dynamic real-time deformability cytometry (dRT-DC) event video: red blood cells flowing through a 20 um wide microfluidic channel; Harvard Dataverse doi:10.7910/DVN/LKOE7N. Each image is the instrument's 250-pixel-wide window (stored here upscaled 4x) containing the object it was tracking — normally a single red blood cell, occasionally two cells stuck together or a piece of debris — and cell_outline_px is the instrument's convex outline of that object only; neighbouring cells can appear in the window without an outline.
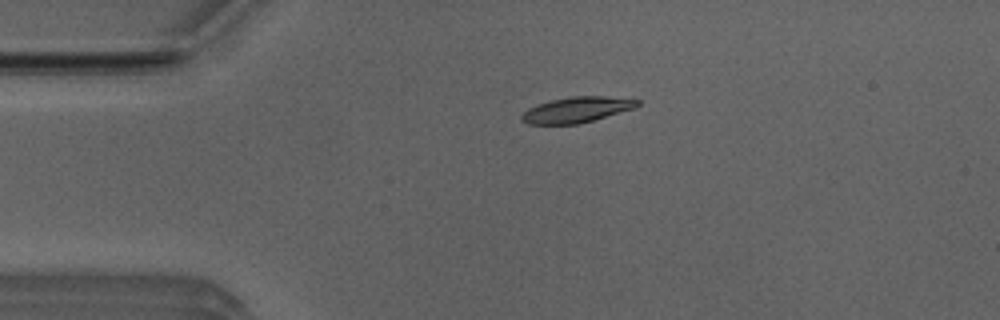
{"species": "Egyptian fruit bat (a non-hibernating species)", "species_latin": "Rousettus aegyptiacus", "temperature_condition": "room temperature", "stored_images_in_passage": 4, "camera_frame_rate_fps": 3000, "um_per_image_px": 0.085, "animal": {"sex": "male"}, "frame": {"image": 1, "passage_image": 3, "time_ms": 0.667, "image_size_px": [1000, 320], "cell_outline_px": [[640, 104], [636, 108], [580, 124], [528, 124], [520, 116], [528, 108], [536, 104], [568, 96], [604, 96], [640, 100]], "centroid_in_image_um": [49.05, 9.32], "position_along_channel_um": 36.0, "area_um2": 17.34}}